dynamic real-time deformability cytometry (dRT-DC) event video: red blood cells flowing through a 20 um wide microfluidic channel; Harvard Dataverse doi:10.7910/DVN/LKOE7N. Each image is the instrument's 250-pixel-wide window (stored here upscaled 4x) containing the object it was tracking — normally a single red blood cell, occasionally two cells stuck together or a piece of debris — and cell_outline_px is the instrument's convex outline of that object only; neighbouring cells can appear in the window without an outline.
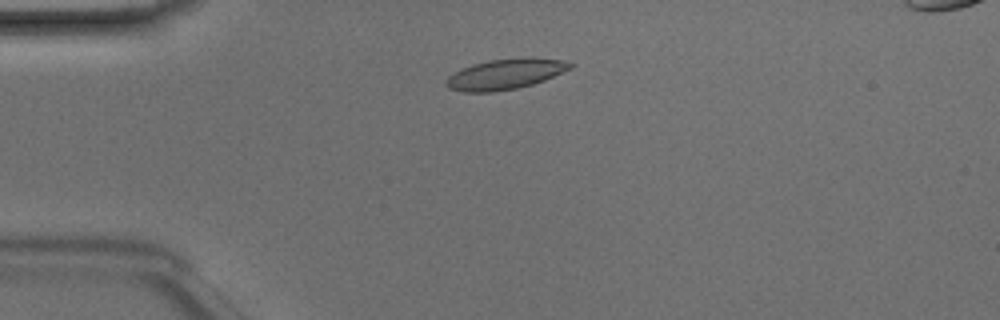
{"species": "Egyptian fruit bat (a non-hibernating species)", "species_latin": "Rousettus aegyptiacus", "temperature_condition": "room temperature", "stored_images_in_passage": 43, "camera_frame_rate_fps": 3000, "um_per_image_px": 0.085, "animal": {"sex": "male"}, "frame": {"image": 1, "passage_image": 7, "time_ms": 2.0, "image_size_px": [1000, 320], "cell_outline_px": [[572, 68], [544, 80], [532, 84], [516, 88], [492, 92], [464, 92], [448, 88], [444, 84], [444, 80], [448, 76], [472, 64], [488, 60], [524, 56], [532, 56], [564, 60], [572, 64]], "centroid_in_image_um": [42.95, 6.28], "position_along_channel_um": 42.0, "area_um2": 22.25}}
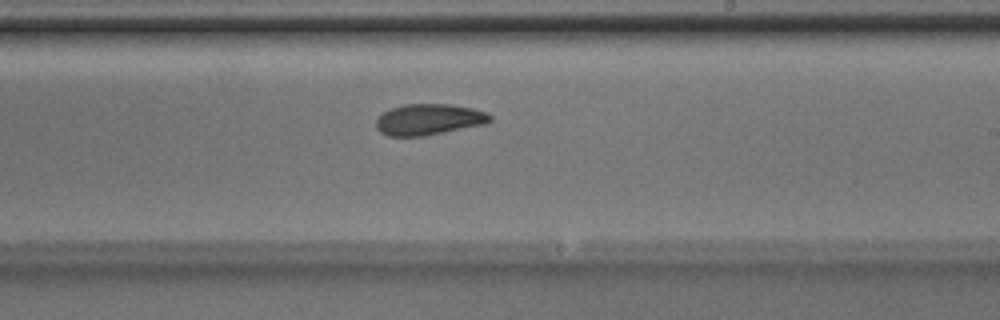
{"frame": {"image": 2, "passage_image": 24, "time_ms": 7.667, "image_size_px": [1000, 320], "cell_outline_px": [[492, 120], [484, 124], [424, 136], [388, 136], [380, 132], [376, 128], [376, 120], [384, 112], [392, 108], [404, 104], [448, 104], [472, 108], [488, 112], [492, 116]], "centroid_in_image_um": [36.46, 10.15], "position_along_channel_um": 252.5, "area_um2": 20.58}}
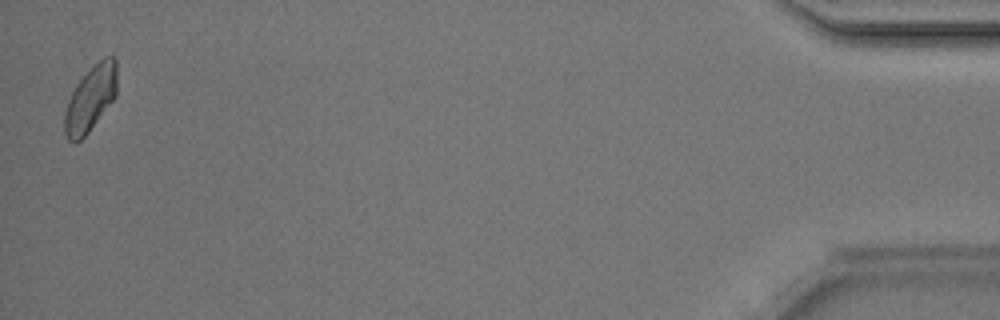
{"frame": {"image": 3, "passage_image": 43, "time_ms": 14.0, "image_size_px": [1000, 320], "cell_outline_px": [[116, 96], [88, 132], [76, 144], [68, 140], [64, 132], [64, 112], [68, 100], [76, 84], [104, 56], [112, 56], [116, 60]], "centroid_in_image_um": [7.68, 8.42], "position_along_channel_um": 427.5, "area_um2": 19.71}, "authors_computed_cell_mechanics": {"area_um2": 20.8658, "velocity_mm_per_s": 4.1771, "shape_relaxation_time_tau1_ms": 7.4903, "shape_relaxation_time_tau2_ms": 2.5569, "deformation_change_tau1": 0.1366, "deformation_change_tau2": 0.0653}}